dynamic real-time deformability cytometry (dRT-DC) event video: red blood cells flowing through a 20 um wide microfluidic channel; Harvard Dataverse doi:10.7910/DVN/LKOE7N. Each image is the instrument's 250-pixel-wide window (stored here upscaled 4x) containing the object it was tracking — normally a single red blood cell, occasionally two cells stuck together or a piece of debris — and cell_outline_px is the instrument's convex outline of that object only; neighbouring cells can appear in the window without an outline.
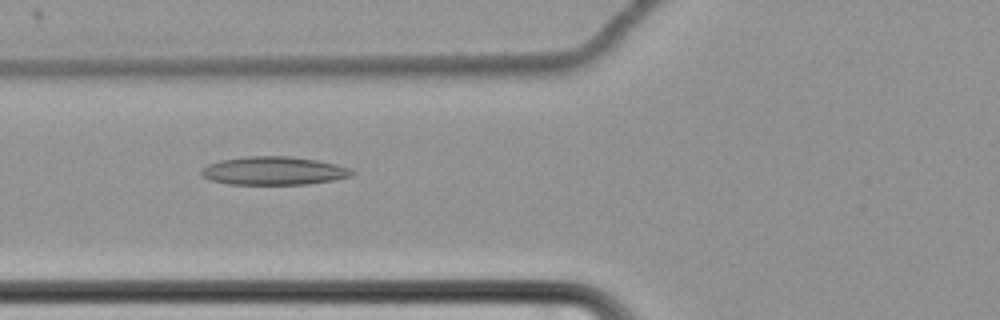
{"species": "common noctule bat (a hibernating species)", "species_latin": "Nyctalus noctula", "temperature_condition": "cold", "stored_images_in_passage": 62, "camera_frame_rate_fps": 3000, "um_per_image_px": 0.085, "animal": {"sex": "female", "body_mass_g": 22.7, "forearm_length_mm": 54.2}, "frame": {"image": 1, "passage_image": 26, "time_ms": 8.333, "image_size_px": [1000, 320], "cell_outline_px": [[356, 172], [352, 176], [336, 180], [308, 184], [228, 184], [212, 180], [200, 176], [200, 168], [208, 164], [220, 160], [244, 156], [288, 156], [316, 160], [336, 164], [352, 168]], "centroid_in_image_um": [23.28, 14.51], "position_along_channel_um": 102.5, "area_um2": 25.14}}
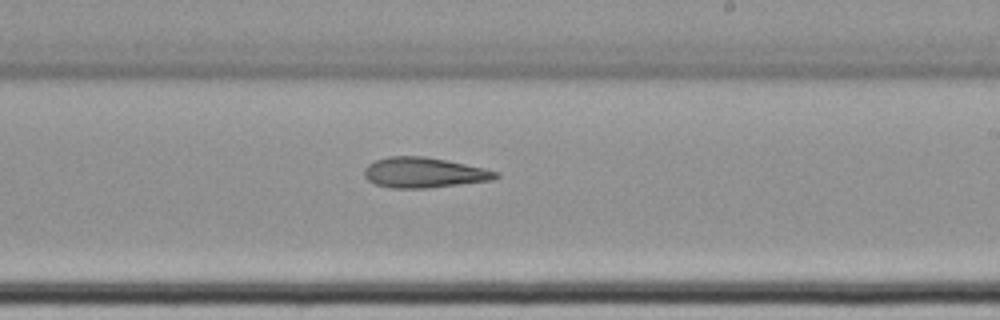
{"frame": {"image": 2, "passage_image": 39, "time_ms": 12.667, "image_size_px": [1000, 320], "cell_outline_px": [[500, 176], [492, 180], [428, 188], [392, 188], [376, 184], [368, 180], [364, 176], [364, 168], [368, 164], [376, 160], [388, 156], [424, 156], [448, 160], [484, 168], [500, 172]], "centroid_in_image_um": [36.04, 14.66], "position_along_channel_um": 253.0, "area_um2": 23.29}}
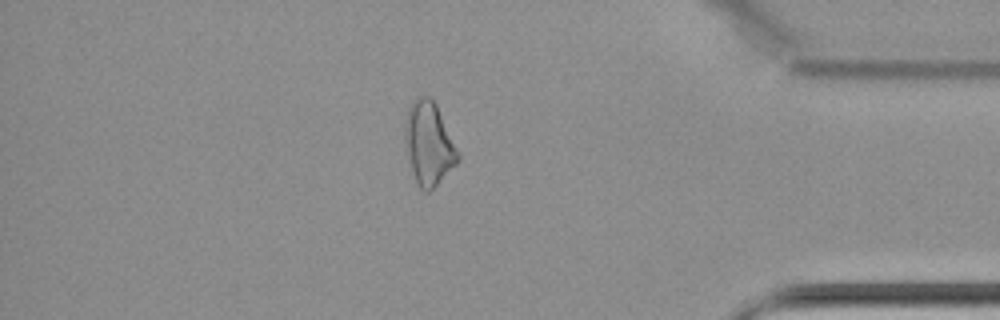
{"frame": {"image": 3, "passage_image": 54, "time_ms": 17.667, "image_size_px": [1000, 320], "cell_outline_px": [[460, 160], [428, 192], [424, 192], [420, 188], [412, 172], [404, 144], [404, 124], [408, 108], [412, 100], [416, 96], [428, 96], [436, 104], [460, 152]], "centroid_in_image_um": [36.43, 12.17], "position_along_channel_um": 398.8, "area_um2": 25.78}}